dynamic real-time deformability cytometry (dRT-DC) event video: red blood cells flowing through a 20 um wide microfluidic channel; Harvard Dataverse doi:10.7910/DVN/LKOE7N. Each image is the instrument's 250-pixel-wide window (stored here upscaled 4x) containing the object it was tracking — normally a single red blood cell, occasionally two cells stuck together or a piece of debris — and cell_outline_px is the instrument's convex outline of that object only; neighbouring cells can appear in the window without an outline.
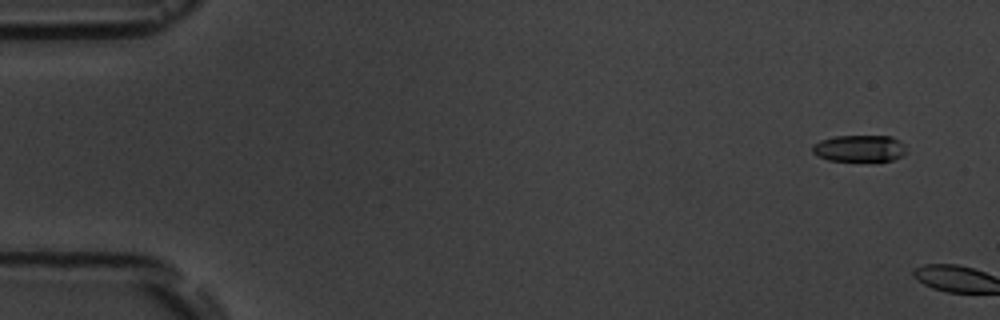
{"species": "common noctule bat (a hibernating species)", "species_latin": "Nyctalus noctula", "temperature_condition": "room temperature", "stored_images_in_passage": 11, "camera_frame_rate_fps": 3000, "um_per_image_px": 0.085, "animal": {"sex": "male", "body_mass_g": 19.5, "forearm_length_mm": 54.6}, "frame": {"image": 1, "passage_image": 1, "time_ms": 0.0, "image_size_px": [1000, 320], "cell_outline_px": [[908, 152], [904, 156], [892, 160], [828, 160], [816, 156], [812, 152], [812, 144], [820, 140], [836, 136], [892, 136], [900, 140], [904, 144]], "centroid_in_image_um": [73.08, 12.6], "position_along_channel_um": 11.9, "area_um2": 14.74}}
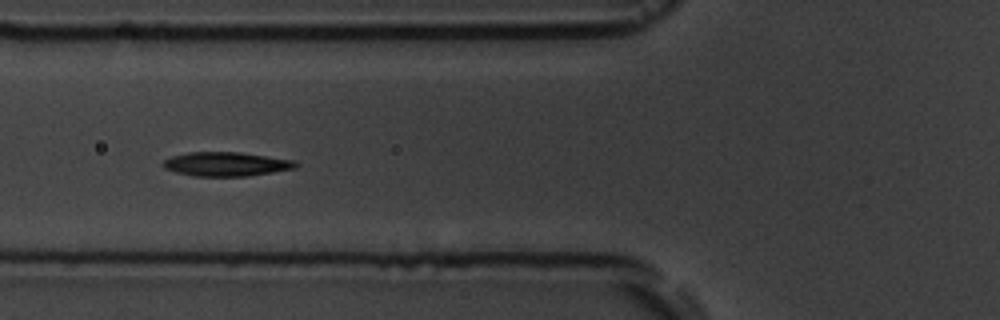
{"frame": {"image": 2, "passage_image": 7, "time_ms": 8.0, "image_size_px": [1000, 320], "cell_outline_px": [[300, 164], [296, 168], [248, 176], [192, 176], [176, 172], [164, 168], [160, 164], [164, 160], [172, 156], [188, 152], [240, 152], [296, 160]], "centroid_in_image_um": [19.24, 13.94], "position_along_channel_um": 106.6, "area_um2": 18.79}}
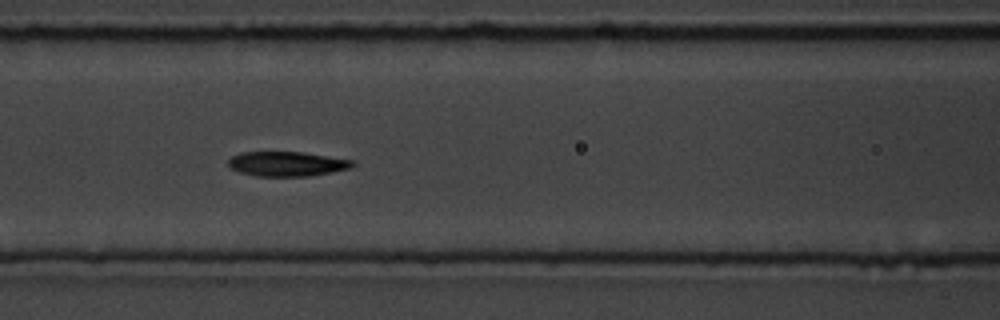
{"frame": {"image": 3, "passage_image": 8, "time_ms": 9.0, "image_size_px": [1000, 320], "cell_outline_px": [[356, 164], [352, 168], [332, 172], [308, 176], [256, 176], [240, 172], [228, 168], [228, 160], [232, 156], [240, 152], [304, 152], [356, 160]], "centroid_in_image_um": [24.42, 13.92], "position_along_channel_um": 142.2, "area_um2": 18.15}}